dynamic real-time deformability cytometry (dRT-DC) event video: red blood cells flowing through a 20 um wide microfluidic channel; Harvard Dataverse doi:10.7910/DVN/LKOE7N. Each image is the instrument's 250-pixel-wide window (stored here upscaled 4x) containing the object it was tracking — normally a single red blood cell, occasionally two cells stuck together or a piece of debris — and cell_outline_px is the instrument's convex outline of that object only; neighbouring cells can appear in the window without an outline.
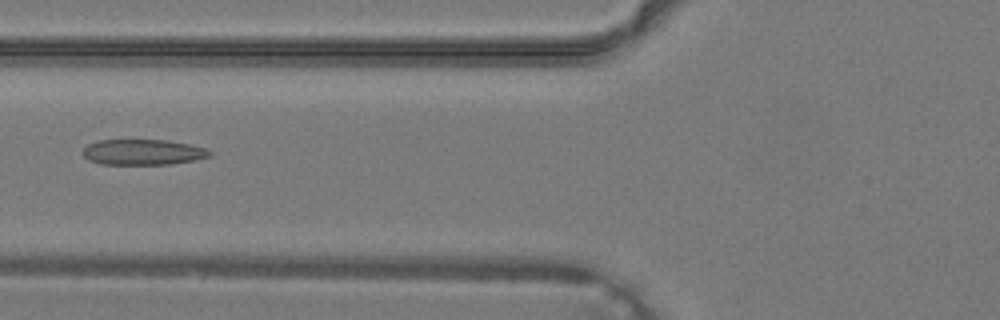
{"species": "common noctule bat (a hibernating species)", "species_latin": "Nyctalus noctula", "temperature_condition": "warm", "stored_images_in_passage": 23, "camera_frame_rate_fps": 3000, "um_per_image_px": 0.085, "animal": {"sex": "male", "body_mass_g": 19.2, "forearm_length_mm": 51.8}, "frame": {"image": 1, "passage_image": 3, "time_ms": 0.667, "image_size_px": [1000, 320], "cell_outline_px": [[212, 156], [172, 164], [100, 164], [88, 160], [80, 152], [88, 144], [96, 140], [168, 140], [188, 144], [204, 148], [212, 152]], "centroid_in_image_um": [12.1, 12.93], "position_along_channel_um": 113.7, "area_um2": 18.96}}
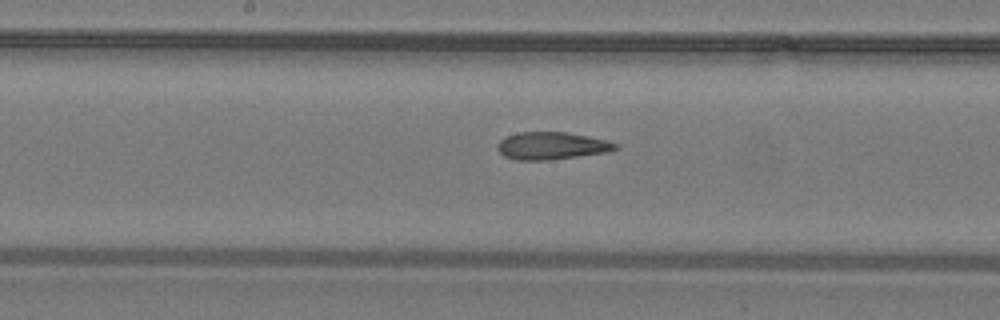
{"frame": {"image": 2, "passage_image": 8, "time_ms": 2.333, "image_size_px": [1000, 320], "cell_outline_px": [[620, 148], [604, 152], [548, 160], [516, 160], [504, 156], [496, 148], [496, 144], [500, 140], [508, 136], [520, 132], [564, 132], [588, 136], [608, 140], [620, 144]], "centroid_in_image_um": [46.89, 12.39], "position_along_channel_um": 201.3, "area_um2": 18.79}}
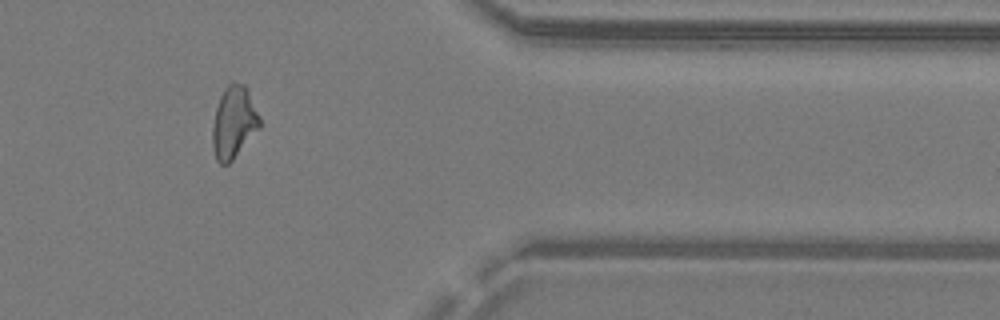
{"frame": {"image": 3, "passage_image": 20, "time_ms": 6.333, "image_size_px": [1000, 320], "cell_outline_px": [[260, 128], [232, 160], [228, 164], [220, 164], [216, 160], [212, 148], [212, 128], [216, 108], [220, 96], [224, 88], [232, 80], [244, 84], [260, 116]], "centroid_in_image_um": [19.86, 10.4], "position_along_channel_um": 391.5, "area_um2": 19.88}}